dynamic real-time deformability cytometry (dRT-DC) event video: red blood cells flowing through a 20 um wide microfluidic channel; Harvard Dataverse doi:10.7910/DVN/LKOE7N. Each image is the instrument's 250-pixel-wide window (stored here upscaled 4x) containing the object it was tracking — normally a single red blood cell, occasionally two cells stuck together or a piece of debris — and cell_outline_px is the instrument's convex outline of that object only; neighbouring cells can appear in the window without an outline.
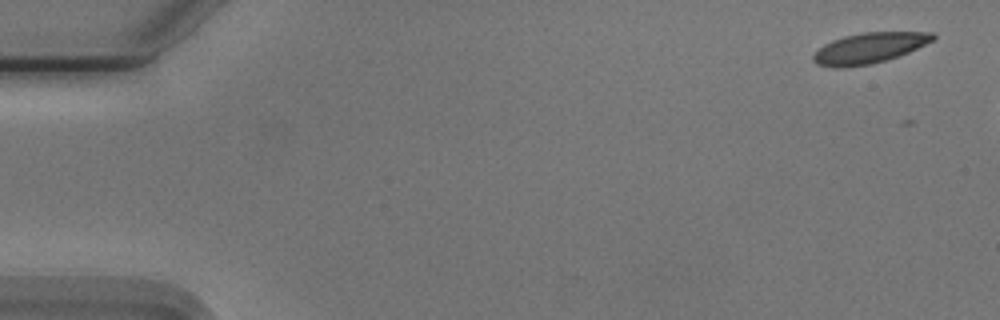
{"species": "Egyptian fruit bat (a non-hibernating species)", "species_latin": "Rousettus aegyptiacus", "temperature_condition": "cold", "stored_images_in_passage": 9, "camera_frame_rate_fps": 3000, "um_per_image_px": 0.085, "animal": {"sex": "male"}, "frame": {"image": 1, "passage_image": 1, "time_ms": 0.0, "image_size_px": [1000, 320], "cell_outline_px": [[936, 40], [908, 52], [872, 64], [840, 68], [832, 68], [816, 64], [812, 60], [812, 56], [824, 44], [832, 40], [844, 36], [864, 32], [932, 32], [936, 36]], "centroid_in_image_um": [73.87, 4.08], "position_along_channel_um": 11.1, "area_um2": 21.33}}